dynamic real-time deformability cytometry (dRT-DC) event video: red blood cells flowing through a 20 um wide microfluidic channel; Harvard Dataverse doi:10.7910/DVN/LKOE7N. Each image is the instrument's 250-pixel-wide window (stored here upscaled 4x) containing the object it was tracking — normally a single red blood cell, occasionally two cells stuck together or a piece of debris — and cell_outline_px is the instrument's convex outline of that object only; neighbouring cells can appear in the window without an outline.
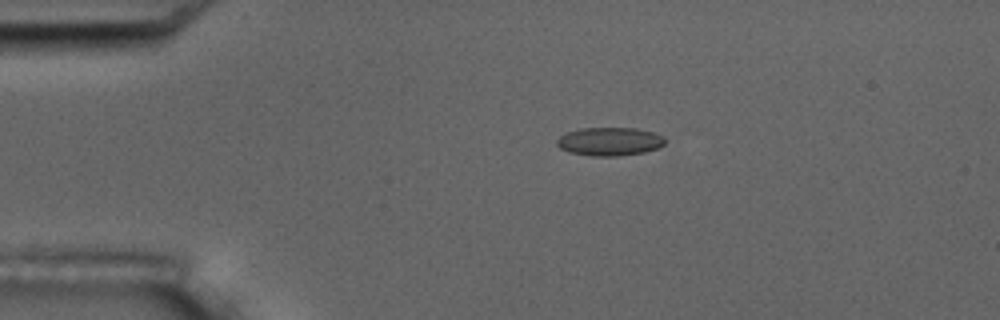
{"species": "common noctule bat (a hibernating species)", "species_latin": "Nyctalus noctula", "temperature_condition": "room temperature", "stored_images_in_passage": 3, "camera_frame_rate_fps": 3000, "um_per_image_px": 0.085, "animal": {"sex": "male", "body_mass_g": 17.5, "forearm_length_mm": 52.3}, "frame": {"image": 1, "passage_image": 1, "time_ms": 0.0, "image_size_px": [1000, 320], "cell_outline_px": [[664, 144], [656, 148], [644, 152], [620, 156], [592, 156], [568, 152], [560, 148], [556, 144], [556, 140], [564, 132], [580, 128], [636, 128], [652, 132], [664, 136]], "centroid_in_image_um": [51.77, 12.02], "position_along_channel_um": 33.2, "area_um2": 17.98}}
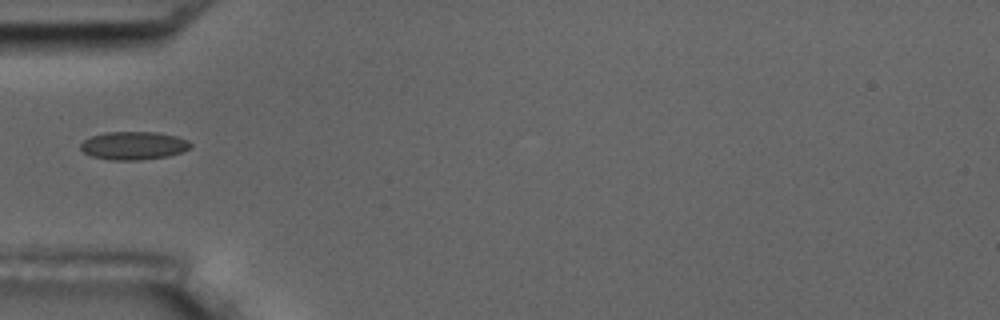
{"frame": {"image": 2, "passage_image": 3, "time_ms": 2.333, "image_size_px": [1000, 320], "cell_outline_px": [[192, 144], [188, 148], [180, 152], [168, 156], [140, 160], [112, 160], [92, 156], [84, 152], [80, 148], [80, 144], [84, 140], [92, 136], [104, 132], [156, 132], [176, 136], [188, 140]], "centroid_in_image_um": [11.34, 12.37], "position_along_channel_um": 73.7, "area_um2": 17.92}}